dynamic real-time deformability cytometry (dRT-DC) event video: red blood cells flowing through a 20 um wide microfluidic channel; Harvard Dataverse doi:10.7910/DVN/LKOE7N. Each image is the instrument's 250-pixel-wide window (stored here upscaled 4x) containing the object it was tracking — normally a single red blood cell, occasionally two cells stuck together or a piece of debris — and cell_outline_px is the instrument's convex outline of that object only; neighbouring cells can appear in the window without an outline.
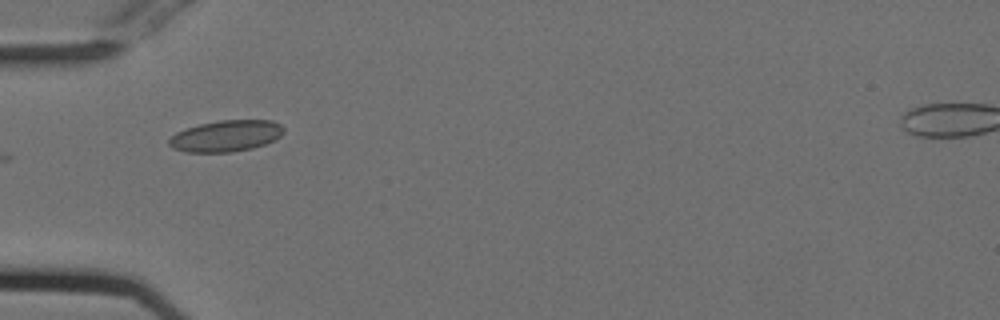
{"species": "Egyptian fruit bat (a non-hibernating species)", "species_latin": "Rousettus aegyptiacus", "temperature_condition": "cold", "stored_images_in_passage": 4, "camera_frame_rate_fps": 3000, "um_per_image_px": 0.085, "animal": {"sex": "female"}, "frame": {"image": 1, "passage_image": 1, "time_ms": 0.0, "image_size_px": [1000, 320], "cell_outline_px": [[284, 132], [280, 136], [264, 144], [252, 148], [232, 152], [184, 152], [172, 148], [168, 144], [168, 140], [176, 132], [200, 124], [220, 120], [272, 120], [280, 124], [284, 128]], "centroid_in_image_um": [19.2, 11.55], "position_along_channel_um": 65.8, "area_um2": 20.87}}
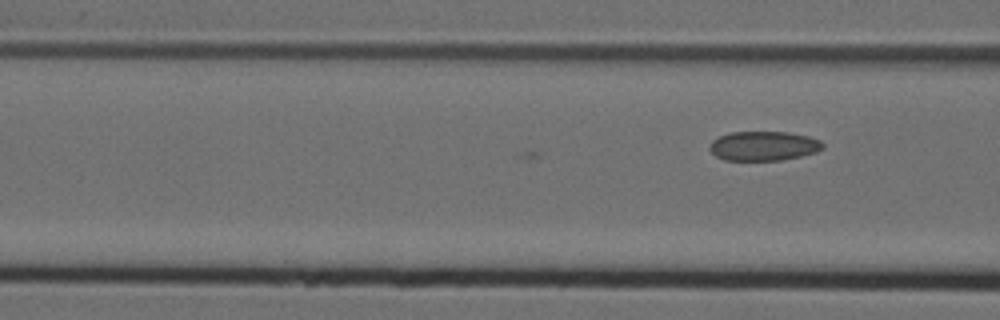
{"frame": {"image": 2, "passage_image": 4, "time_ms": 1.0, "image_size_px": [1000, 320], "cell_outline_px": [[824, 148], [816, 152], [784, 160], [724, 160], [716, 156], [708, 148], [708, 144], [712, 140], [720, 136], [732, 132], [788, 132], [808, 136], [820, 140], [824, 144]], "centroid_in_image_um": [64.9, 12.41], "position_along_channel_um": 101.7, "area_um2": 19.48}}